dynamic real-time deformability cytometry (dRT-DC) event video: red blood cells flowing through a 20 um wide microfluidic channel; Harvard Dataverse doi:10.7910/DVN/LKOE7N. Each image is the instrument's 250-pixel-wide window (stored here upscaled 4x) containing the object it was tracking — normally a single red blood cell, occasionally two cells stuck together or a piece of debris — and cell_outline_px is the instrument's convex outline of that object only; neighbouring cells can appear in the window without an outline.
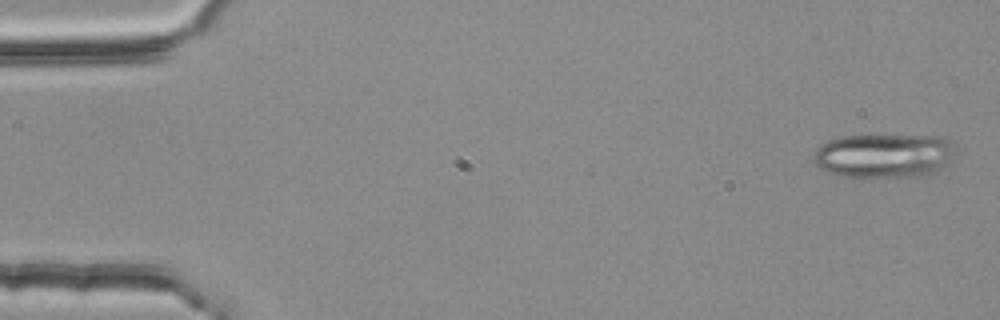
{"species": "common noctule bat (a hibernating species)", "species_latin": "Nyctalus noctula", "temperature_condition": "room temperature", "stored_images_in_passage": 4, "camera_frame_rate_fps": 3000, "um_per_image_px": 0.085, "animal": {"sex": "female", "body_mass_g": 25.1}, "frame": {"image": 1, "passage_image": 1, "time_ms": 0.0, "image_size_px": [1000, 320], "cell_outline_px": [[956, 152], [936, 172], [928, 176], [848, 176], [828, 172], [820, 168], [812, 160], [812, 156], [816, 148], [820, 144], [828, 140], [840, 136], [944, 136], [952, 140]], "centroid_in_image_um": [75.14, 13.21], "position_along_channel_um": 9.9, "area_um2": 36.47}}